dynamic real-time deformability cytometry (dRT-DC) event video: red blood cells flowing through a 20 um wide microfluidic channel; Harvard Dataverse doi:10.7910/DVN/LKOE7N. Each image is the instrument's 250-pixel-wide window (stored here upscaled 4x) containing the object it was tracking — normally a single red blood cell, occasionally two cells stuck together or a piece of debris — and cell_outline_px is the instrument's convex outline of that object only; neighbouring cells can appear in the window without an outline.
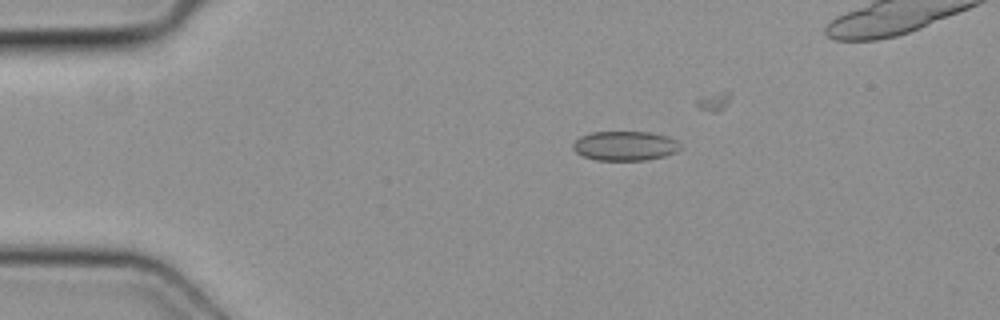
{"species": "common noctule bat (a hibernating species)", "species_latin": "Nyctalus noctula", "temperature_condition": "cold", "stored_images_in_passage": 3, "camera_frame_rate_fps": 3000, "um_per_image_px": 0.085, "animal": {"sex": "female", "body_mass_g": 19.3, "forearm_length_mm": 54.1}, "frame": {"image": 1, "passage_image": 1, "time_ms": 0.0, "image_size_px": [1000, 320], "cell_outline_px": [[680, 148], [676, 152], [664, 156], [644, 160], [596, 160], [584, 156], [576, 152], [572, 148], [572, 144], [580, 136], [592, 132], [648, 132], [668, 136], [676, 140], [680, 144]], "centroid_in_image_um": [53.12, 12.39], "position_along_channel_um": 31.9, "area_um2": 18.38}}